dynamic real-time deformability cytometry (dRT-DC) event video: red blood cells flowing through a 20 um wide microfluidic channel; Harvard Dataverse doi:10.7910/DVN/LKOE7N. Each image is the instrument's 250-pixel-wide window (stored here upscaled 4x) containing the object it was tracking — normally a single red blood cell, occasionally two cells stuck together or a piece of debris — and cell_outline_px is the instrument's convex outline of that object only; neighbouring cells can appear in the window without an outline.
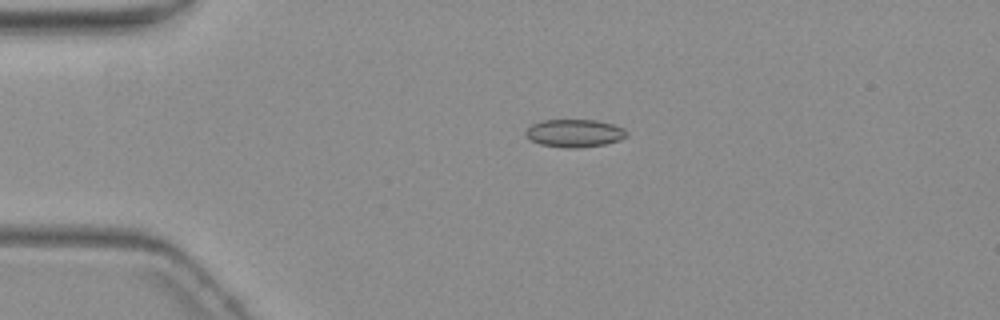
{"species": "common noctule bat (a hibernating species)", "species_latin": "Nyctalus noctula", "temperature_condition": "warm", "stored_images_in_passage": 5, "camera_frame_rate_fps": 3000, "um_per_image_px": 0.085, "animal": {"sex": "female", "body_mass_g": 19.3, "forearm_length_mm": 54.1}, "frame": {"image": 1, "passage_image": 2, "time_ms": 1.333, "image_size_px": [1000, 320], "cell_outline_px": [[628, 136], [620, 140], [604, 144], [580, 148], [564, 148], [540, 144], [524, 136], [524, 132], [532, 124], [540, 120], [596, 120], [612, 124], [624, 128], [628, 132]], "centroid_in_image_um": [48.83, 11.32], "position_along_channel_um": 36.2, "area_um2": 16.53}}
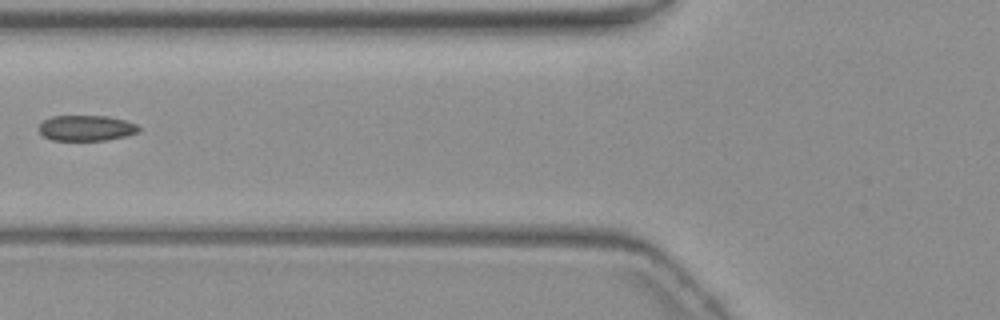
{"frame": {"image": 2, "passage_image": 4, "time_ms": 4.667, "image_size_px": [1000, 320], "cell_outline_px": [[140, 132], [108, 140], [52, 140], [44, 136], [36, 128], [44, 120], [52, 116], [108, 116], [124, 120], [136, 124], [140, 128]], "centroid_in_image_um": [7.32, 10.88], "position_along_channel_um": 118.5, "area_um2": 14.91}}
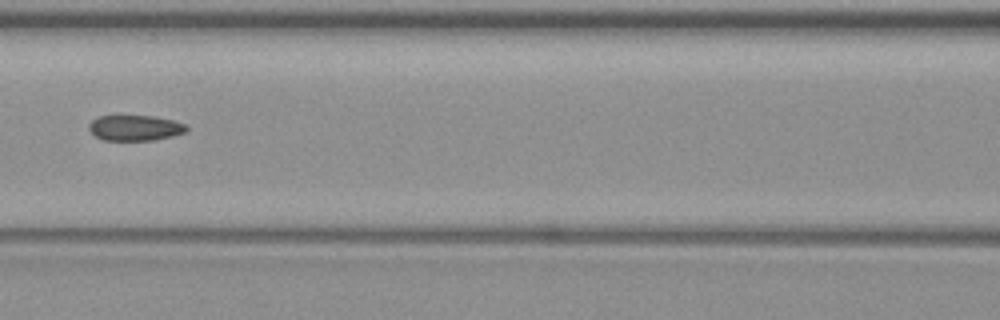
{"frame": {"image": 3, "passage_image": 5, "time_ms": 5.667, "image_size_px": [1000, 320], "cell_outline_px": [[188, 128], [184, 132], [172, 136], [156, 140], [104, 140], [96, 136], [88, 128], [88, 124], [92, 120], [100, 116], [156, 116], [188, 124]], "centroid_in_image_um": [11.5, 10.87], "position_along_channel_um": 155.1, "area_um2": 14.51}}